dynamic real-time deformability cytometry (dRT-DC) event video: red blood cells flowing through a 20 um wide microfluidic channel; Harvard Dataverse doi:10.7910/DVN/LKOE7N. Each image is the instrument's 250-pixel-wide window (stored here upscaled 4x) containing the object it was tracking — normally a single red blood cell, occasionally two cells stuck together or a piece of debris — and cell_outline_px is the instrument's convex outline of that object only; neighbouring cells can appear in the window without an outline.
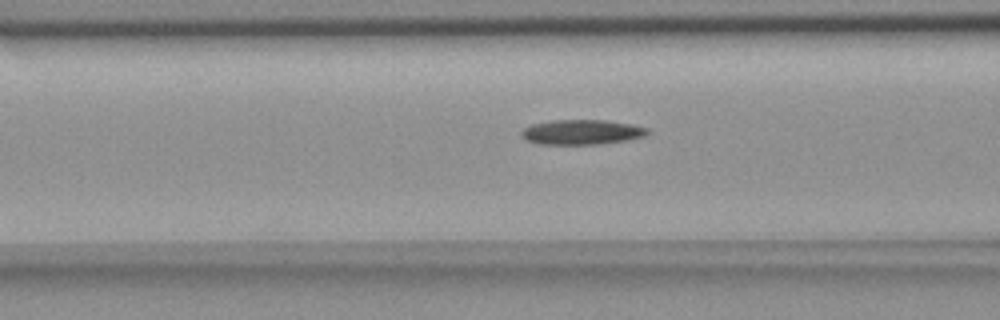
{"species": "common noctule bat (a hibernating species)", "species_latin": "Nyctalus noctula", "temperature_condition": "room temperature", "stored_images_in_passage": 34, "camera_frame_rate_fps": 3000, "um_per_image_px": 0.085, "animal": {"sex": "female", "body_mass_g": 18.4}, "frame": {"image": 1, "passage_image": 10, "time_ms": 3.0, "image_size_px": [1000, 320], "cell_outline_px": [[652, 132], [644, 136], [628, 140], [600, 144], [540, 144], [524, 140], [520, 136], [520, 132], [524, 128], [532, 124], [552, 120], [608, 120], [632, 124], [648, 128]], "centroid_in_image_um": [49.45, 11.23], "position_along_channel_um": 117.1, "area_um2": 18.55}}
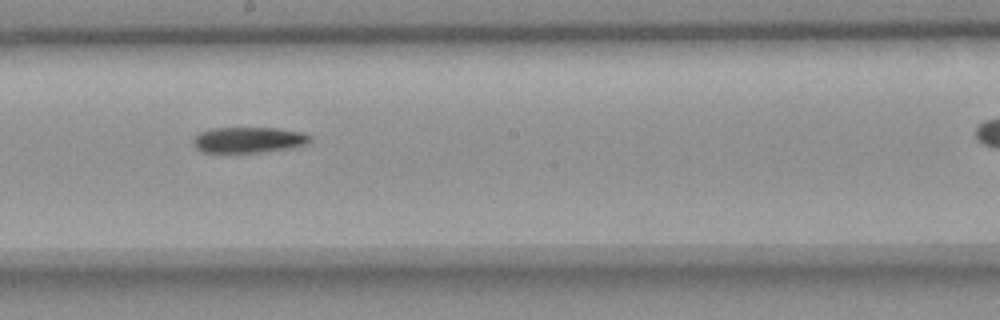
{"frame": {"image": 2, "passage_image": 19, "time_ms": 6.0, "image_size_px": [1000, 320], "cell_outline_px": [[312, 140], [308, 144], [288, 148], [260, 152], [200, 152], [192, 144], [192, 140], [200, 132], [212, 128], [280, 128], [304, 132], [312, 136]], "centroid_in_image_um": [21.15, 11.88], "position_along_channel_um": 227.0, "area_um2": 17.69}}
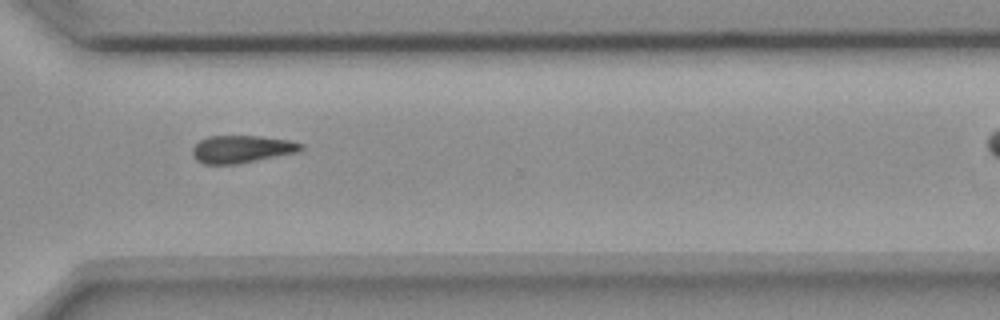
{"frame": {"image": 3, "passage_image": 29, "time_ms": 9.333, "image_size_px": [1000, 320], "cell_outline_px": [[304, 148], [296, 152], [236, 164], [204, 164], [196, 160], [192, 156], [192, 148], [200, 140], [208, 136], [260, 136], [288, 140], [304, 144]], "centroid_in_image_um": [20.51, 12.67], "position_along_channel_um": 350.1, "area_um2": 17.28}}